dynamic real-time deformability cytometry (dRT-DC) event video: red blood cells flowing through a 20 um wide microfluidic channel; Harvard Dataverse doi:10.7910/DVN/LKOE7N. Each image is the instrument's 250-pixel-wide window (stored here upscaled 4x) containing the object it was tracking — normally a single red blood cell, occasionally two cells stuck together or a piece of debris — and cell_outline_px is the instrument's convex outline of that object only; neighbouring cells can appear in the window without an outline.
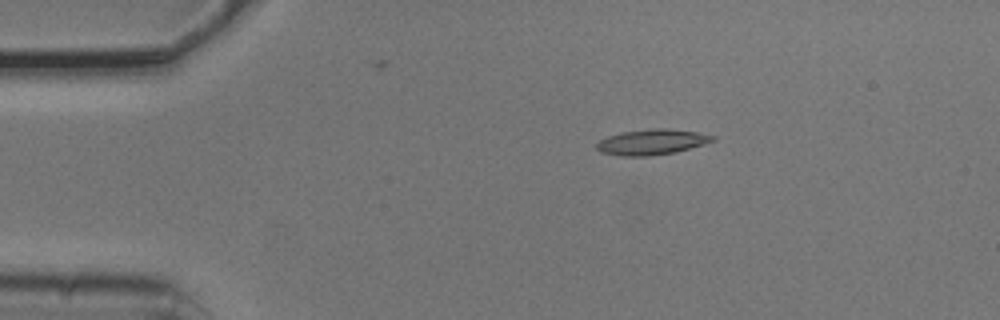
{"species": "common noctule bat (a hibernating species)", "species_latin": "Nyctalus noctula", "temperature_condition": "cold", "stored_images_in_passage": 4, "camera_frame_rate_fps": 3000, "um_per_image_px": 0.085, "animal": {"sex": "male", "body_mass_g": 20.5, "forearm_length_mm": 52.5}, "frame": {"image": 1, "passage_image": 2, "time_ms": 0.333, "image_size_px": [1000, 320], "cell_outline_px": [[716, 140], [704, 144], [676, 152], [648, 156], [620, 156], [600, 152], [596, 148], [596, 144], [600, 140], [608, 136], [624, 132], [652, 128], [668, 128], [696, 132], [716, 136]], "centroid_in_image_um": [55.41, 12.07], "position_along_channel_um": 29.6, "area_um2": 17.22}}